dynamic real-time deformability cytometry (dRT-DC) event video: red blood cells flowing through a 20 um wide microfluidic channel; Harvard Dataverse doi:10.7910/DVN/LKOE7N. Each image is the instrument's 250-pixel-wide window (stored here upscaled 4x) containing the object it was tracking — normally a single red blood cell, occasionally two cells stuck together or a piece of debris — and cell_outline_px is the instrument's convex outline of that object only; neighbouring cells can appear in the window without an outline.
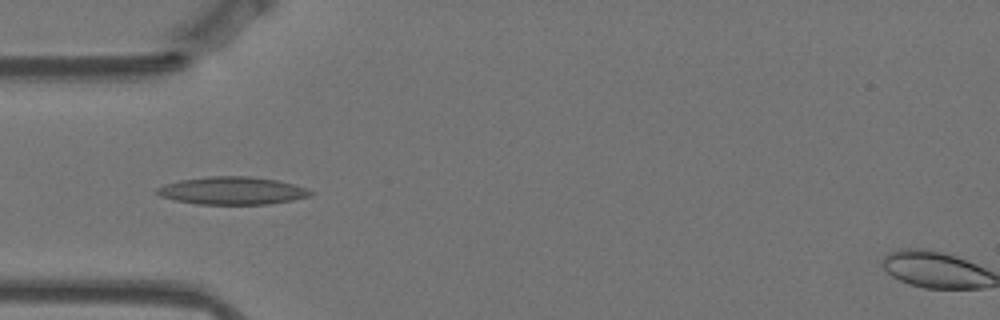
{"species": "Egyptian fruit bat (a non-hibernating species)", "species_latin": "Rousettus aegyptiacus", "temperature_condition": "warm", "stored_images_in_passage": 21, "camera_frame_rate_fps": 3000, "um_per_image_px": 0.085, "animal": {"sex": "female"}, "frame": {"image": 1, "passage_image": 4, "time_ms": 1.0, "image_size_px": [1000, 320], "cell_outline_px": [[316, 192], [312, 196], [292, 200], [268, 204], [196, 204], [176, 200], [160, 196], [156, 192], [156, 188], [164, 184], [180, 180], [208, 176], [248, 176], [276, 180], [292, 184]], "centroid_in_image_um": [19.74, 16.21], "position_along_channel_um": 65.3, "area_um2": 24.74}}
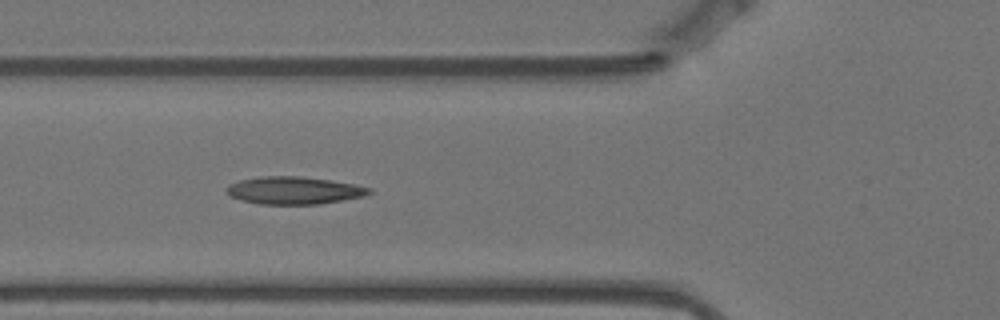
{"frame": {"image": 2, "passage_image": 7, "time_ms": 2.0, "image_size_px": [1000, 320], "cell_outline_px": [[372, 192], [364, 196], [320, 204], [260, 204], [240, 200], [232, 196], [224, 188], [240, 180], [264, 176], [300, 176], [332, 180], [372, 188]], "centroid_in_image_um": [25.01, 16.18], "position_along_channel_um": 100.8, "area_um2": 22.72}}
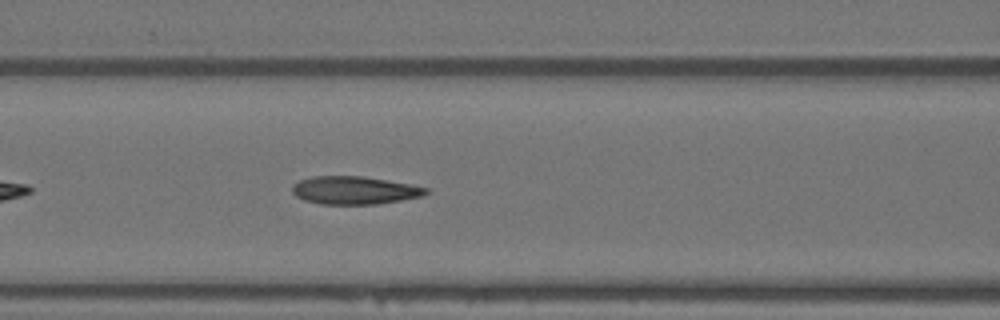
{"frame": {"image": 3, "passage_image": 10, "time_ms": 3.0, "image_size_px": [1000, 320], "cell_outline_px": [[428, 192], [424, 196], [376, 204], [320, 204], [304, 200], [296, 196], [292, 192], [292, 184], [300, 180], [312, 176], [364, 176], [408, 184], [428, 188]], "centroid_in_image_um": [30.1, 16.17], "position_along_channel_um": 136.5, "area_um2": 21.73}}